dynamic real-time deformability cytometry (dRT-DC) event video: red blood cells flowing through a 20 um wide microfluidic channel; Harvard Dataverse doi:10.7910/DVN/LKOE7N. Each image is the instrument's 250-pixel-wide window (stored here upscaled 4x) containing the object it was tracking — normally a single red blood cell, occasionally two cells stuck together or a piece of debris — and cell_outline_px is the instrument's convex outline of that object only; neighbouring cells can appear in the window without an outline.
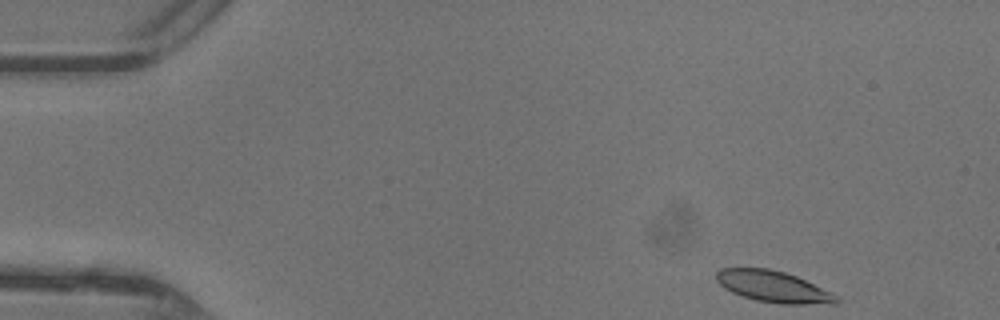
{"species": "common noctule bat (a hibernating species)", "species_latin": "Nyctalus noctula", "temperature_condition": "warm", "stored_images_in_passage": 43, "camera_frame_rate_fps": 3000, "um_per_image_px": 0.085, "animal": {"sex": "female"}, "frame": {"image": 1, "passage_image": 1, "time_ms": 0.0, "image_size_px": [1000, 320], "cell_outline_px": [[840, 300], [836, 304], [780, 304], [756, 300], [740, 296], [724, 288], [716, 280], [716, 272], [720, 268], [768, 268], [784, 272], [796, 276], [832, 292], [840, 296]], "centroid_in_image_um": [65.75, 24.37], "position_along_channel_um": 19.2, "area_um2": 22.14}}
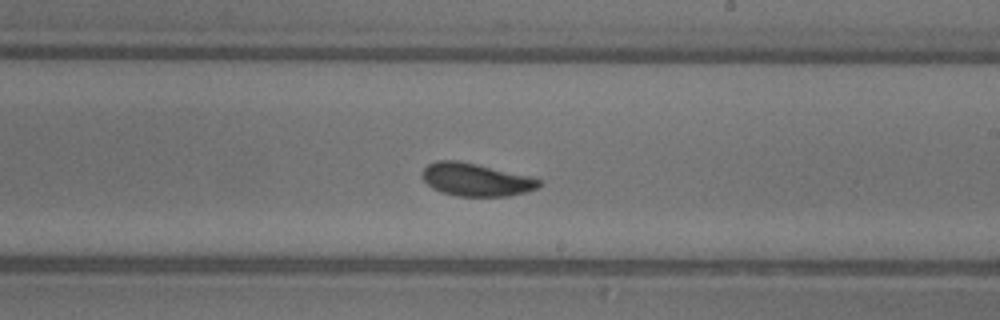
{"frame": {"image": 2, "passage_image": 24, "time_ms": 7.667, "image_size_px": [1000, 320], "cell_outline_px": [[544, 180], [540, 188], [508, 196], [456, 196], [440, 192], [432, 188], [420, 176], [424, 168], [428, 164], [436, 160], [460, 160], [528, 176]], "centroid_in_image_um": [40.45, 15.27], "position_along_channel_um": 248.6, "area_um2": 22.54}}
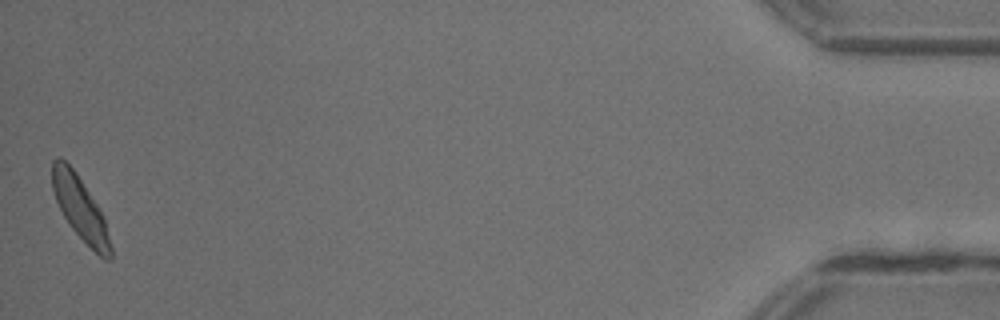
{"frame": {"image": 3, "passage_image": 43, "time_ms": 14.0, "image_size_px": [1000, 320], "cell_outline_px": [[112, 260], [104, 260], [68, 224], [56, 200], [52, 188], [52, 160], [56, 156], [60, 156], [76, 172], [104, 216], [112, 248]], "centroid_in_image_um": [6.82, 17.7], "position_along_channel_um": 428.4, "area_um2": 21.27}, "authors_computed_cell_mechanics": {"area_um2": 22.3108, "velocity_mm_per_s": 4.3585, "shape_relaxation_time_tau1_ms": 2.5894, "shape_relaxation_time_tau2_ms": 1.3917, "deformation_change_tau1": 0.1117, "deformation_change_tau2": 0.0778}}